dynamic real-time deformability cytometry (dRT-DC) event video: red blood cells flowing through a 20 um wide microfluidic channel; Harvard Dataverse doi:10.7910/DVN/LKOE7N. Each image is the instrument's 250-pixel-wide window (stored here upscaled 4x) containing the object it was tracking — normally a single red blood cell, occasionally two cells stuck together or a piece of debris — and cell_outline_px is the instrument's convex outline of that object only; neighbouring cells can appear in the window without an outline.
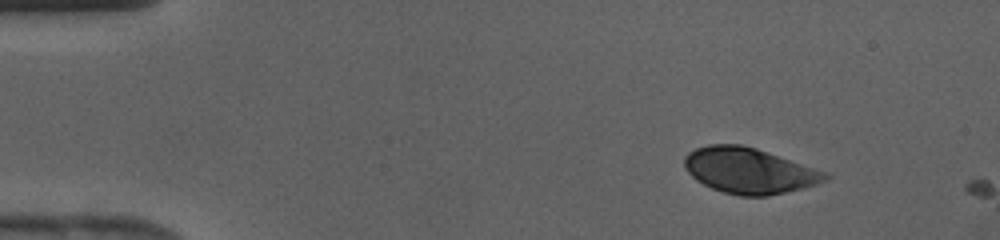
{"species": "human", "species_latin": "Homo sapiens", "temperature_condition": "cold", "stored_images_in_passage": 3, "camera_frame_rate_fps": 3000, "um_per_image_px": 0.085, "donor": {"sex": "female"}, "frame": {"image": 1, "passage_image": 1, "time_ms": 0.0, "image_size_px": [1000, 240], "cell_outline_px": [[832, 176], [816, 184], [768, 196], [740, 196], [724, 192], [712, 188], [696, 180], [684, 168], [684, 156], [688, 152], [696, 148], [708, 144], [740, 144], [756, 148], [828, 172]], "centroid_in_image_um": [63.66, 14.49], "position_along_channel_um": 21.3, "area_um2": 37.4}}